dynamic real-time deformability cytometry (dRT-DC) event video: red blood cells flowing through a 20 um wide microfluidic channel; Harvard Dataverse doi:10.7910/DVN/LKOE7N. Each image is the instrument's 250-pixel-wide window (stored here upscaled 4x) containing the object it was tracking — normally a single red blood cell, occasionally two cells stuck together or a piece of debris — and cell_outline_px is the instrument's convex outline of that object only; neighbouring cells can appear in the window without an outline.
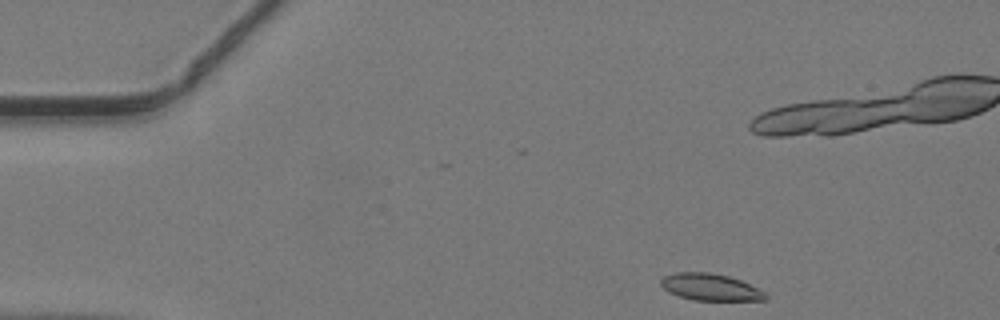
{"species": "common noctule bat (a hibernating species)", "species_latin": "Nyctalus noctula", "temperature_condition": "warm", "stored_images_in_passage": 44, "camera_frame_rate_fps": 3000, "um_per_image_px": 0.085, "animal": {"sex": "male", "body_mass_g": 19.2, "forearm_length_mm": 51.8}, "frame": {"image": 1, "passage_image": 2, "time_ms": 0.333, "image_size_px": [1000, 320], "cell_outline_px": [[768, 296], [764, 300], [692, 300], [668, 292], [660, 284], [660, 280], [664, 276], [676, 272], [708, 272], [728, 276], [740, 280], [764, 292]], "centroid_in_image_um": [60.34, 24.4], "position_along_channel_um": 24.7, "area_um2": 16.18}}
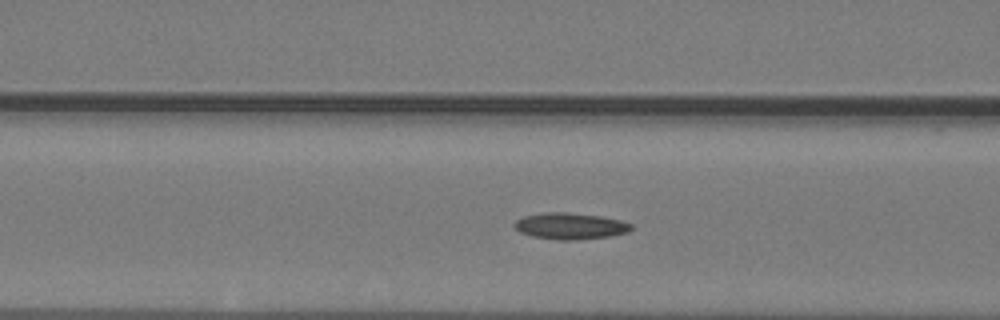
{"frame": {"image": 2, "passage_image": 14, "time_ms": 4.333, "image_size_px": [1000, 320], "cell_outline_px": [[632, 228], [628, 232], [608, 236], [576, 240], [556, 240], [532, 236], [520, 232], [516, 228], [516, 220], [524, 216], [544, 212], [568, 212], [600, 216], [620, 220], [632, 224]], "centroid_in_image_um": [48.48, 19.21], "position_along_channel_um": 118.1, "area_um2": 17.86}}
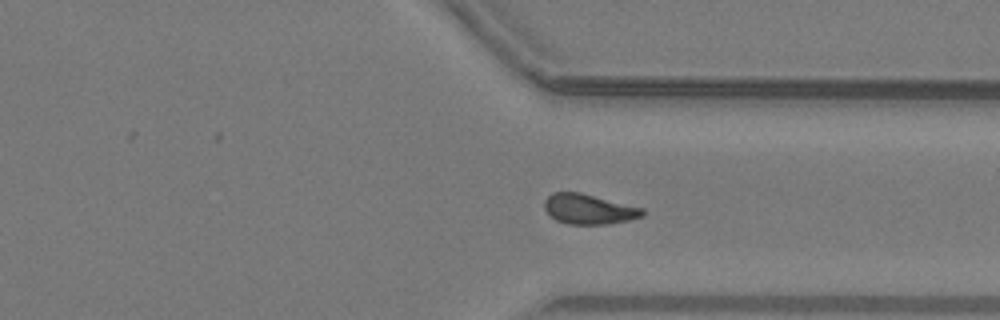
{"frame": {"image": 3, "passage_image": 31, "time_ms": 10.0, "image_size_px": [1000, 320], "cell_outline_px": [[644, 216], [628, 220], [608, 224], [568, 224], [556, 220], [544, 208], [544, 200], [552, 192], [580, 192], [644, 208]], "centroid_in_image_um": [50.06, 17.77], "position_along_channel_um": 361.3, "area_um2": 17.17}}